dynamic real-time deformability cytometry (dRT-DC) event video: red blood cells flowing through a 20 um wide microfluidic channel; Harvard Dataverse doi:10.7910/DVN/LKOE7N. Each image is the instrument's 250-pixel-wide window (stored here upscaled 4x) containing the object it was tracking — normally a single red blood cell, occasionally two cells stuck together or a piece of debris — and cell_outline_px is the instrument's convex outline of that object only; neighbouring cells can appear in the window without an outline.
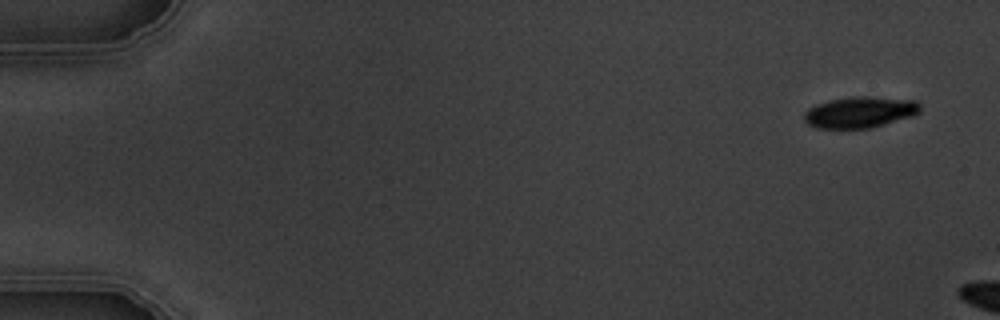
{"species": "common noctule bat (a hibernating species)", "species_latin": "Nyctalus noctula", "temperature_condition": "warm", "stored_images_in_passage": 3, "camera_frame_rate_fps": 3000, "um_per_image_px": 0.085, "animal": {"sex": "male", "body_mass_g": 19.5, "forearm_length_mm": 54.6}, "frame": {"image": 1, "passage_image": 1, "time_ms": 0.0, "image_size_px": [1000, 320], "cell_outline_px": [[920, 112], [912, 116], [872, 128], [816, 128], [808, 124], [804, 120], [804, 112], [808, 108], [816, 104], [832, 100], [852, 96], [864, 96], [916, 100], [920, 104]], "centroid_in_image_um": [73.09, 9.54], "position_along_channel_um": 11.9, "area_um2": 21.1}}